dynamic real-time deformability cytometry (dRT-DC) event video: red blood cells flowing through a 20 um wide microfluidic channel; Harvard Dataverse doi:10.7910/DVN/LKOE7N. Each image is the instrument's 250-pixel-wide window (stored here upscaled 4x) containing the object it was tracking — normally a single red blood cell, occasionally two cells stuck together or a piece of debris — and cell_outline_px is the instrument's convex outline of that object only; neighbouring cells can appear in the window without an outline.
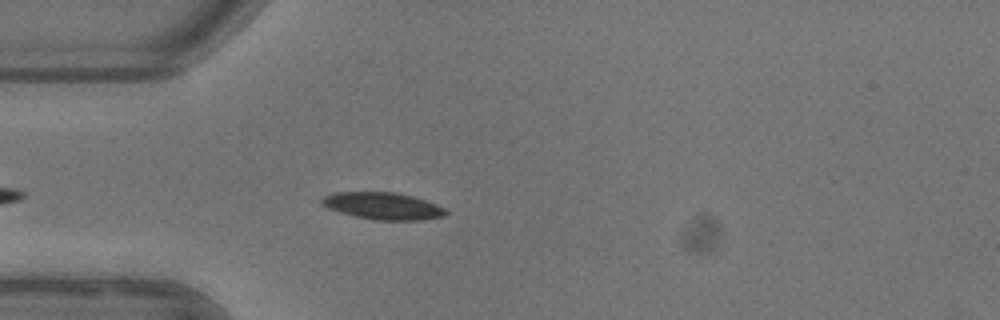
{"species": "common noctule bat (a hibernating species)", "species_latin": "Nyctalus noctula", "temperature_condition": "warm", "stored_images_in_passage": 41, "camera_frame_rate_fps": 3000, "um_per_image_px": 0.085, "animal": {"sex": "female"}, "frame": {"image": 1, "passage_image": 6, "time_ms": 1.667, "image_size_px": [1000, 320], "cell_outline_px": [[448, 212], [444, 216], [424, 220], [376, 220], [356, 216], [340, 212], [328, 208], [320, 200], [324, 196], [336, 192], [396, 192], [412, 196], [436, 204], [444, 208]], "centroid_in_image_um": [32.57, 17.5], "position_along_channel_um": 52.4, "area_um2": 19.36}}
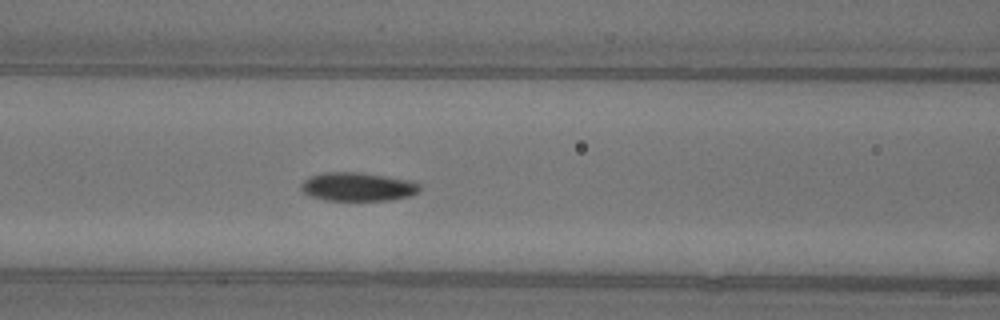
{"frame": {"image": 2, "passage_image": 13, "time_ms": 4.0, "image_size_px": [1000, 320], "cell_outline_px": [[420, 188], [416, 192], [408, 196], [392, 200], [324, 200], [312, 196], [304, 192], [300, 188], [304, 180], [312, 176], [324, 172], [360, 172], [408, 180], [420, 184]], "centroid_in_image_um": [30.39, 15.87], "position_along_channel_um": 136.2, "area_um2": 19.48}}
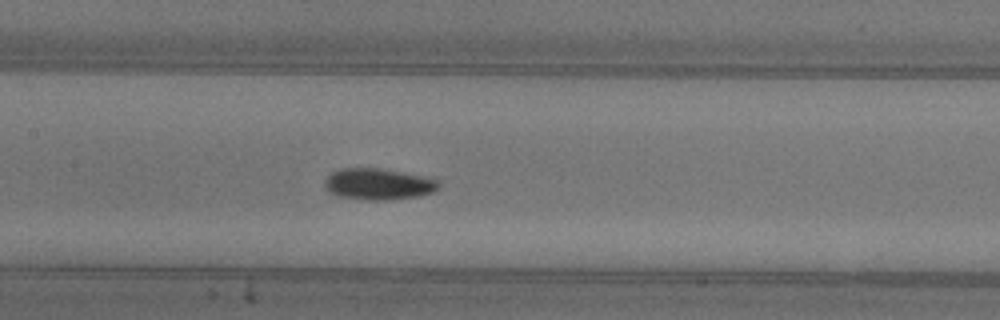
{"frame": {"image": 3, "passage_image": 16, "time_ms": 5.0, "image_size_px": [1000, 320], "cell_outline_px": [[440, 184], [432, 192], [416, 196], [392, 200], [364, 200], [336, 196], [328, 192], [324, 188], [324, 180], [332, 172], [340, 168], [380, 168], [404, 172], [440, 180]], "centroid_in_image_um": [32.1, 15.65], "position_along_channel_um": 175.3, "area_um2": 21.04}, "authors_computed_cell_mechanics": {"area_um2": 20.1722, "velocity_mm_per_s": 3.9006, "shape_relaxation_time_tau1_ms": 2.7199, "shape_relaxation_time_tau2_ms": 2.9685, "deformation_change_tau1": 0.1246, "deformation_change_tau2": 0.0668}}